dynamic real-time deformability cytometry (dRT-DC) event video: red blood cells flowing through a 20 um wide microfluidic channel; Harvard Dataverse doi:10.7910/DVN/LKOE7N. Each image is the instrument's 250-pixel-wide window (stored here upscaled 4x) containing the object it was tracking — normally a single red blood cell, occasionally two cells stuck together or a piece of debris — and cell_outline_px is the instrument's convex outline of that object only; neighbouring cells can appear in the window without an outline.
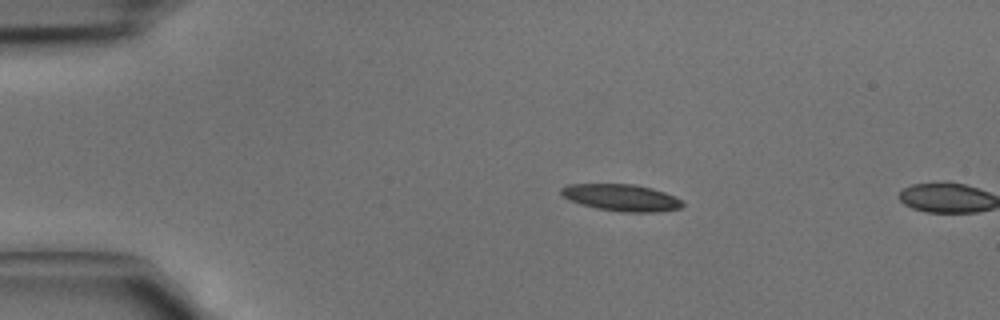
{"species": "common noctule bat (a hibernating species)", "species_latin": "Nyctalus noctula", "temperature_condition": "cold", "stored_images_in_passage": 2, "camera_frame_rate_fps": 3000, "um_per_image_px": 0.085, "animal": {"sex": "male", "body_mass_g": 15.6}, "frame": {"image": 1, "passage_image": 1, "time_ms": 0.0, "image_size_px": [1000, 320], "cell_outline_px": [[684, 204], [680, 208], [656, 212], [620, 212], [596, 208], [580, 204], [564, 196], [560, 192], [560, 188], [568, 184], [636, 184], [652, 188], [664, 192], [680, 200]], "centroid_in_image_um": [52.8, 16.79], "position_along_channel_um": 32.2, "area_um2": 18.84}}